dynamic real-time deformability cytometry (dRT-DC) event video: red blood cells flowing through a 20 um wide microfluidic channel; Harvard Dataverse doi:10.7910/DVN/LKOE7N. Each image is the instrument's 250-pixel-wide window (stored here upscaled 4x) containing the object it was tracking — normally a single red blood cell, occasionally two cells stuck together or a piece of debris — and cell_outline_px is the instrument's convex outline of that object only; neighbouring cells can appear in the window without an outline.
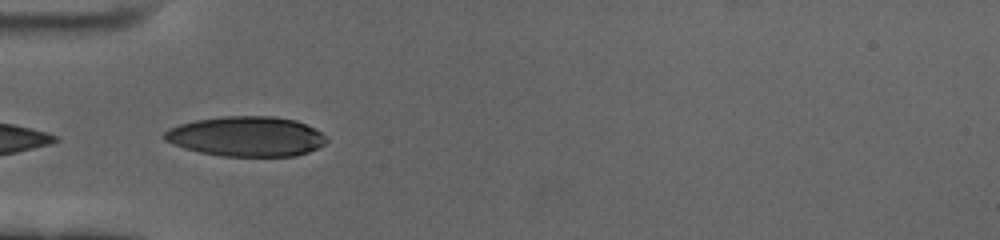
{"species": "human", "species_latin": "Homo sapiens", "temperature_condition": "cold", "stored_images_in_passage": 5, "camera_frame_rate_fps": 3000, "um_per_image_px": 0.085, "donor": {"sex": "female"}, "frame": {"image": 1, "passage_image": 1, "time_ms": 0.0, "image_size_px": [1000, 240], "cell_outline_px": [[328, 140], [324, 144], [308, 152], [296, 156], [220, 156], [200, 152], [184, 148], [164, 140], [160, 136], [168, 128], [180, 124], [196, 120], [220, 116], [272, 116], [296, 120], [320, 132]], "centroid_in_image_um": [20.89, 11.59], "position_along_channel_um": 64.1, "area_um2": 37.74}}
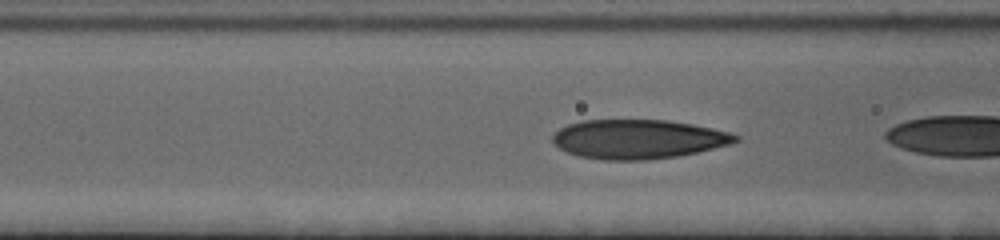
{"frame": {"image": 2, "passage_image": 3, "time_ms": 0.667, "image_size_px": [1000, 240], "cell_outline_px": [[740, 140], [732, 144], [696, 152], [676, 156], [644, 160], [604, 160], [580, 156], [568, 152], [560, 148], [552, 140], [552, 136], [560, 128], [568, 124], [584, 120], [668, 120], [692, 124], [712, 128], [728, 132], [740, 136]], "centroid_in_image_um": [54.27, 11.82], "position_along_channel_um": 112.3, "area_um2": 41.62}}